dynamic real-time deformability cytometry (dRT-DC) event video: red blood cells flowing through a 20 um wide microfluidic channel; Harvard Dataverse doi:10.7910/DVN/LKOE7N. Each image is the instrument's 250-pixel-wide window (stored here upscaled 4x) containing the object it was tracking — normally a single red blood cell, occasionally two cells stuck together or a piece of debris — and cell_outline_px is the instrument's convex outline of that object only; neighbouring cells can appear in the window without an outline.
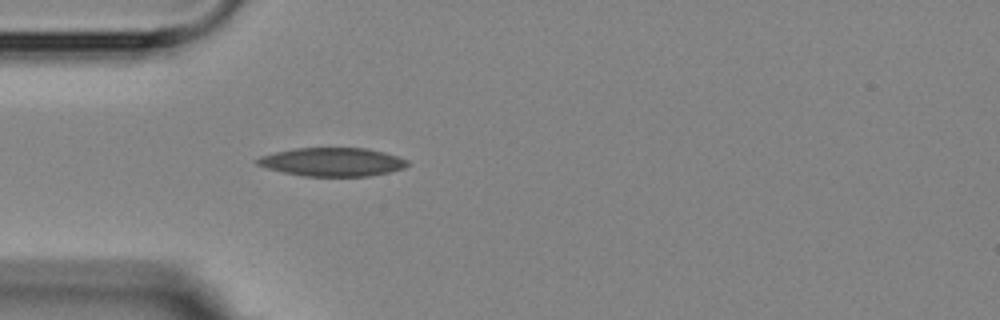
{"species": "Egyptian fruit bat (a non-hibernating species)", "species_latin": "Rousettus aegyptiacus", "temperature_condition": "room temperature", "stored_images_in_passage": 1, "camera_frame_rate_fps": 3000, "um_per_image_px": 0.085, "animal": {"sex": "female"}, "frame": {"image": 1, "passage_image": 1, "time_ms": 0.0, "image_size_px": [1000, 320], "cell_outline_px": [[408, 164], [404, 168], [388, 172], [368, 176], [304, 176], [284, 172], [268, 168], [256, 164], [252, 160], [260, 156], [276, 152], [296, 148], [368, 148], [384, 152], [408, 160]], "centroid_in_image_um": [28.22, 13.76], "position_along_channel_um": 56.8, "area_um2": 24.85}}